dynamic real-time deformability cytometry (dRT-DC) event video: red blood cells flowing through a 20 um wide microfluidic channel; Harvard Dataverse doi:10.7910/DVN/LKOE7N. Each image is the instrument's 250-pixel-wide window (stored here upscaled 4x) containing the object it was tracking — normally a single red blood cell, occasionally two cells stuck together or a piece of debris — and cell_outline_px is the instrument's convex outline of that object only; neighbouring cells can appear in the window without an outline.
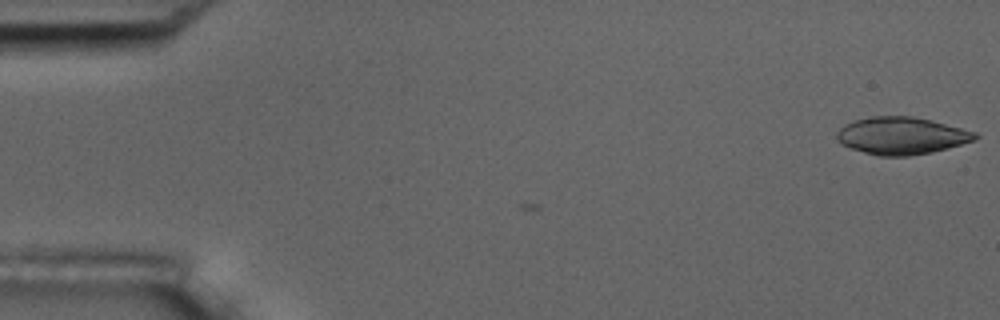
{"species": "common noctule bat (a hibernating species)", "species_latin": "Nyctalus noctula", "temperature_condition": "room temperature", "stored_images_in_passage": 4, "camera_frame_rate_fps": 3000, "um_per_image_px": 0.085, "animal": {"sex": "male", "body_mass_g": 17.5, "forearm_length_mm": 52.3}, "frame": {"image": 1, "passage_image": 4, "time_ms": 1.0, "image_size_px": [1000, 320], "cell_outline_px": [[980, 136], [976, 140], [948, 148], [932, 152], [908, 156], [876, 156], [840, 144], [836, 140], [836, 132], [844, 124], [868, 116], [912, 116], [976, 132]], "centroid_in_image_um": [76.6, 11.54], "position_along_channel_um": 8.4, "area_um2": 30.06}}